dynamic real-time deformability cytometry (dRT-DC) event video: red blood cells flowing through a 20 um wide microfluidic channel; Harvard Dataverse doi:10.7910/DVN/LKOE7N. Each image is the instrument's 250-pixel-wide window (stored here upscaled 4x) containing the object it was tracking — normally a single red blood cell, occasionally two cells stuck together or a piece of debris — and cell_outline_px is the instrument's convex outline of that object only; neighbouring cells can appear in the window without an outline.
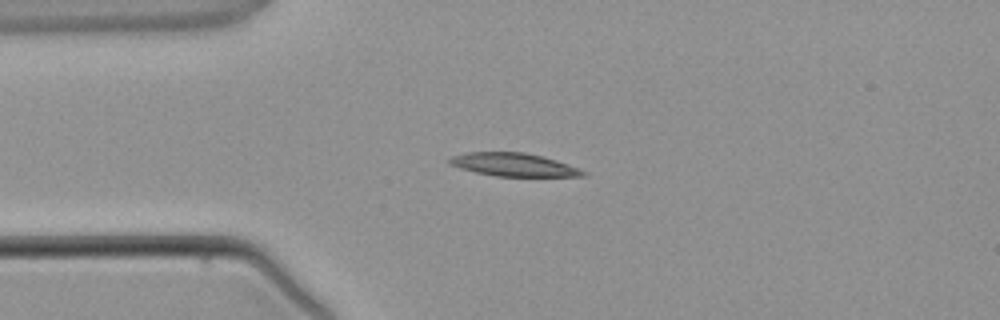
{"species": "common noctule bat (a hibernating species)", "species_latin": "Nyctalus noctula", "temperature_condition": "warm", "stored_images_in_passage": 2, "camera_frame_rate_fps": 3000, "um_per_image_px": 0.085, "animal": {"sex": "male", "body_mass_g": 21.5, "forearm_length_mm": 52.0}, "frame": {"image": 1, "passage_image": 2, "time_ms": 1.0, "image_size_px": [1000, 320], "cell_outline_px": [[588, 176], [496, 176], [476, 172], [460, 168], [448, 164], [444, 160], [452, 156], [464, 152], [524, 152], [544, 156], [568, 164], [588, 172]], "centroid_in_image_um": [43.63, 13.99], "position_along_channel_um": 41.4, "area_um2": 18.21}}